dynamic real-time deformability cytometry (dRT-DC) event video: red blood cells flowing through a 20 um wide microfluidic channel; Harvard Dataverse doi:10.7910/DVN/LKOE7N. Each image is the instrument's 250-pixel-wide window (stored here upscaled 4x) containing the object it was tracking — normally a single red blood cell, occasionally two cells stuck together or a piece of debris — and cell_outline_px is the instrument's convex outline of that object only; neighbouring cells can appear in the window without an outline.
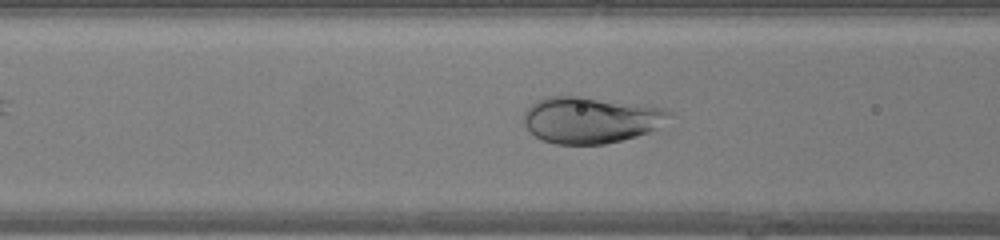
{"species": "human", "species_latin": "Homo sapiens", "temperature_condition": "warm", "stored_images_in_passage": 45, "camera_frame_rate_fps": 3000, "um_per_image_px": 0.085, "donor": {"sex": "female"}, "frame": {"image": 1, "passage_image": 16, "time_ms": 5.0, "image_size_px": [1000, 240], "cell_outline_px": [[672, 116], [656, 128], [648, 132], [636, 136], [604, 144], [556, 144], [540, 140], [528, 132], [524, 124], [524, 112], [536, 100], [548, 96], [584, 96], [644, 104], [664, 108], [672, 112]], "centroid_in_image_um": [50.19, 10.18], "position_along_channel_um": 116.4, "area_um2": 39.77}}
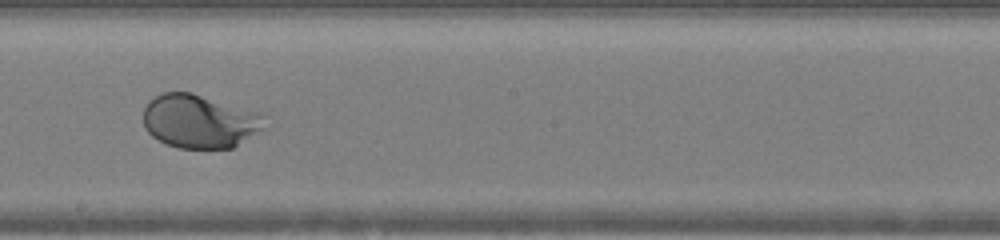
{"frame": {"image": 2, "passage_image": 24, "time_ms": 7.667, "image_size_px": [1000, 240], "cell_outline_px": [[264, 128], [232, 148], [180, 148], [168, 144], [152, 136], [144, 128], [144, 108], [148, 100], [164, 92], [192, 92], [264, 112]], "centroid_in_image_um": [16.99, 10.28], "position_along_channel_um": 231.2, "area_um2": 38.21}}
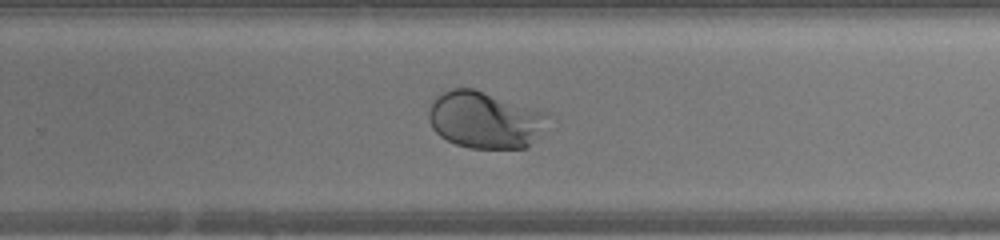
{"frame": {"image": 3, "passage_image": 28, "time_ms": 9.0, "image_size_px": [1000, 240], "cell_outline_px": [[556, 116], [528, 148], [468, 148], [456, 144], [440, 136], [432, 128], [428, 120], [428, 108], [436, 96], [440, 92], [452, 88], [472, 88], [548, 112]], "centroid_in_image_um": [41.27, 10.19], "position_along_channel_um": 288.5, "area_um2": 40.29}, "authors_computed_cell_mechanics": {"area_um2": 41.616, "velocity_mm_per_s": 4.315, "shape_relaxation_time_tau1_ms": 3.2489, "shape_relaxation_time_tau2_ms": null, "deformation_change_tau1": 0.1721, "deformation_change_tau2": null}}